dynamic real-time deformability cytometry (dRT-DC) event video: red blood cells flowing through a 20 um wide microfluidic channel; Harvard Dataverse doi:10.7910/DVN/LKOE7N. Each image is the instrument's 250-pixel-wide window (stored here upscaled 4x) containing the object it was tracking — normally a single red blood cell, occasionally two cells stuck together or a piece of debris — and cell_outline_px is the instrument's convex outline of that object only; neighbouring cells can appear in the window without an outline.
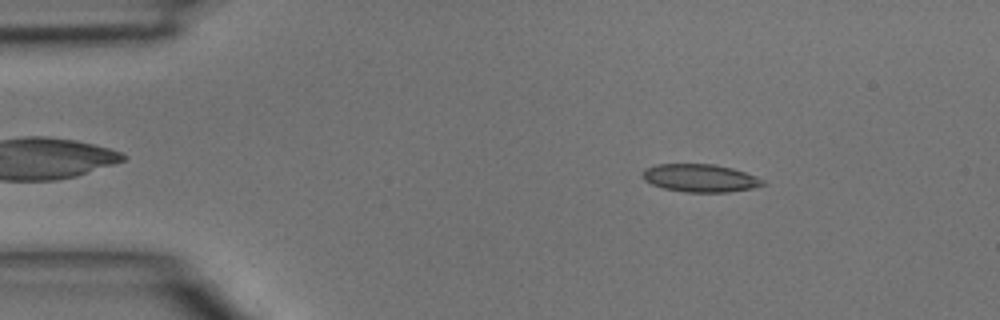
{"species": "common noctule bat (a hibernating species)", "species_latin": "Nyctalus noctula", "temperature_condition": "room temperature", "stored_images_in_passage": 3, "camera_frame_rate_fps": 3000, "um_per_image_px": 0.085, "animal": {"sex": "male", "body_mass_g": 15.6}, "frame": {"image": 1, "passage_image": 1, "time_ms": 0.0, "image_size_px": [1000, 320], "cell_outline_px": [[768, 184], [752, 188], [728, 192], [684, 192], [664, 188], [652, 184], [644, 180], [640, 176], [644, 168], [656, 164], [712, 164], [732, 168], [756, 176], [764, 180]], "centroid_in_image_um": [59.49, 15.13], "position_along_channel_um": 25.5, "area_um2": 19.65}}
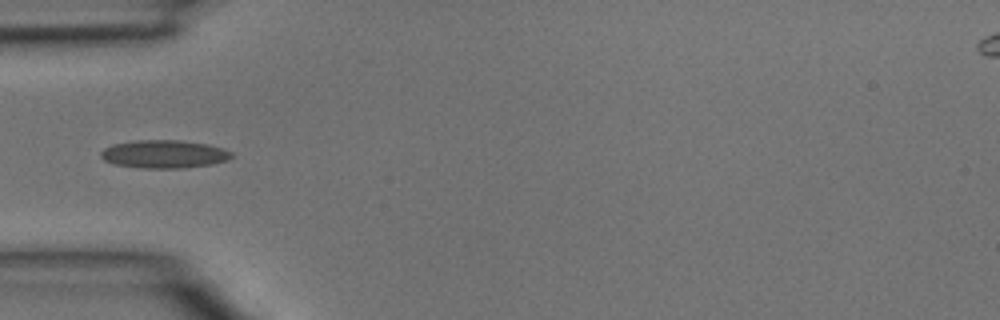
{"frame": {"image": 2, "passage_image": 3, "time_ms": 0.667, "image_size_px": [1000, 320], "cell_outline_px": [[232, 156], [228, 160], [212, 164], [184, 168], [140, 168], [112, 164], [104, 160], [100, 156], [100, 152], [104, 148], [112, 144], [136, 140], [180, 140], [208, 144], [224, 148], [232, 152]], "centroid_in_image_um": [13.94, 13.1], "position_along_channel_um": 71.1, "area_um2": 21.62}}